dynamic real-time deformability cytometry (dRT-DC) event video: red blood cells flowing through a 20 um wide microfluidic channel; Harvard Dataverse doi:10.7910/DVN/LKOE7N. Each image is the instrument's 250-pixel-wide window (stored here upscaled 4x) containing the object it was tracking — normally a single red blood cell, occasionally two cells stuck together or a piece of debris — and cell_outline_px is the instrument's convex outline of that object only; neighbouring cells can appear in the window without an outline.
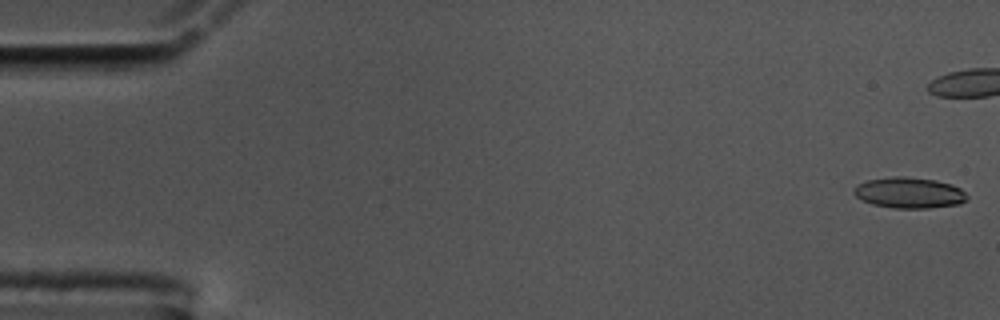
{"species": "common noctule bat (a hibernating species)", "species_latin": "Nyctalus noctula", "temperature_condition": "cold", "stored_images_in_passage": 10, "camera_frame_rate_fps": 3000, "um_per_image_px": 0.085, "animal": {"sex": "male", "body_mass_g": 17.5, "forearm_length_mm": 52.3}, "frame": {"image": 1, "passage_image": 1, "time_ms": 0.0, "image_size_px": [1000, 320], "cell_outline_px": [[968, 200], [960, 204], [928, 208], [892, 208], [872, 204], [860, 200], [852, 192], [852, 188], [856, 184], [868, 180], [892, 176], [904, 176], [936, 180], [952, 184], [960, 188], [968, 196]], "centroid_in_image_um": [77.26, 16.38], "position_along_channel_um": 7.7, "area_um2": 20.69}}